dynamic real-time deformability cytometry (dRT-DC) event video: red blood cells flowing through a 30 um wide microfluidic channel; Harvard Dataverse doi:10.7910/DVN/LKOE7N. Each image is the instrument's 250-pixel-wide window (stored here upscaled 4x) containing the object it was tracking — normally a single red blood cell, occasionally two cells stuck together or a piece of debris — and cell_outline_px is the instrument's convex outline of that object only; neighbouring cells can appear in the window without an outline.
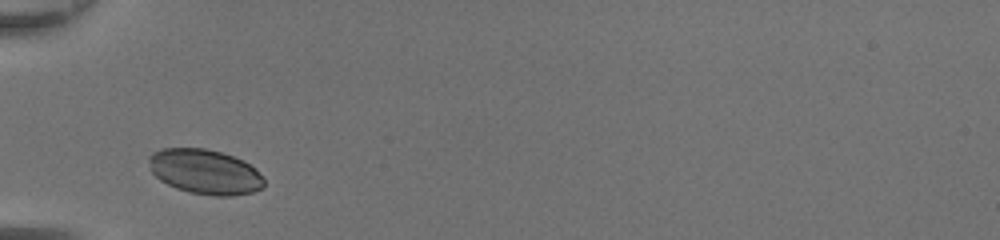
{"species": "common noctule bat (a hibernating species)", "species_latin": "Nyctalus noctula", "temperature_condition": "room temperature", "stored_images_in_passage": 24, "camera_frame_rate_fps": 3000, "um_per_image_px": 0.085, "animal": {"sex": "female", "body_mass_g": 20.0, "forearm_length_mm": 54.0}, "frame": {"image": 1, "passage_image": 1, "time_ms": 0.0, "image_size_px": [1000, 240], "cell_outline_px": [[264, 188], [252, 192], [232, 196], [216, 196], [188, 192], [176, 188], [160, 180], [148, 168], [148, 156], [152, 152], [160, 148], [204, 148], [220, 152], [244, 160], [256, 168], [264, 180]], "centroid_in_image_um": [17.41, 14.59], "position_along_channel_um": 67.6, "area_um2": 30.4}}
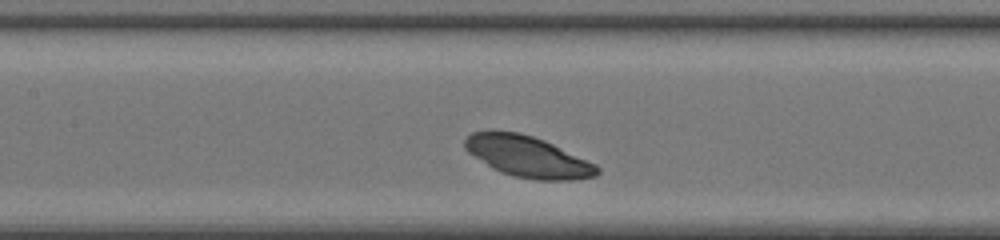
{"frame": {"image": 2, "passage_image": 8, "time_ms": 2.333, "image_size_px": [1000, 240], "cell_outline_px": [[600, 172], [596, 176], [576, 180], [536, 180], [512, 176], [500, 172], [492, 168], [468, 152], [464, 148], [464, 140], [472, 132], [520, 132], [544, 140], [596, 164], [600, 168]], "centroid_in_image_um": [44.89, 13.34], "position_along_channel_um": 162.5, "area_um2": 31.5}}
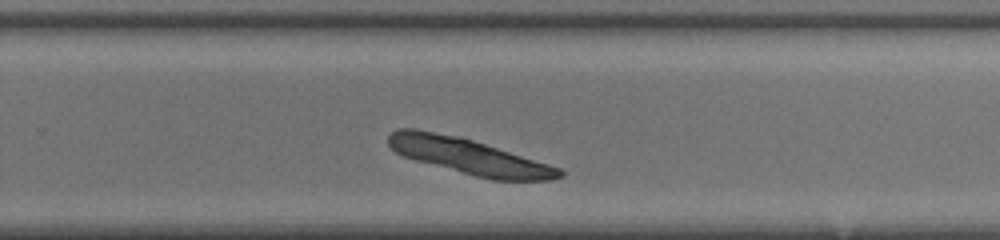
{"frame": {"image": 3, "passage_image": 17, "time_ms": 5.333, "image_size_px": [1000, 240], "cell_outline_px": [[564, 176], [552, 180], [492, 180], [476, 176], [416, 160], [404, 156], [396, 152], [388, 144], [388, 136], [396, 128], [416, 128], [460, 136], [548, 164], [560, 168], [564, 172]], "centroid_in_image_um": [39.85, 13.28], "position_along_channel_um": 290.0, "area_um2": 35.26}}